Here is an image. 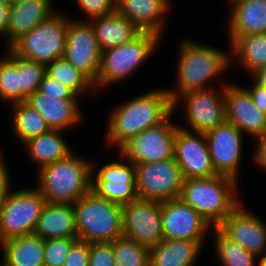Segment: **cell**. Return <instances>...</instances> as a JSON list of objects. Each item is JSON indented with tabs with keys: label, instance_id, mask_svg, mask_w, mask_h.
Instances as JSON below:
<instances>
[{
	"label": "cell",
	"instance_id": "1",
	"mask_svg": "<svg viewBox=\"0 0 266 266\" xmlns=\"http://www.w3.org/2000/svg\"><path fill=\"white\" fill-rule=\"evenodd\" d=\"M110 112L104 136L106 144L118 150L131 137L163 122L173 105L166 87H161L124 101Z\"/></svg>",
	"mask_w": 266,
	"mask_h": 266
},
{
	"label": "cell",
	"instance_id": "2",
	"mask_svg": "<svg viewBox=\"0 0 266 266\" xmlns=\"http://www.w3.org/2000/svg\"><path fill=\"white\" fill-rule=\"evenodd\" d=\"M180 42L175 68L177 86L166 88L172 102L183 93L212 88L211 81L222 78L221 74L231 67L230 47L225 52L190 38Z\"/></svg>",
	"mask_w": 266,
	"mask_h": 266
},
{
	"label": "cell",
	"instance_id": "3",
	"mask_svg": "<svg viewBox=\"0 0 266 266\" xmlns=\"http://www.w3.org/2000/svg\"><path fill=\"white\" fill-rule=\"evenodd\" d=\"M37 172L36 188L49 203L74 204L91 190L92 162L74 151Z\"/></svg>",
	"mask_w": 266,
	"mask_h": 266
},
{
	"label": "cell",
	"instance_id": "4",
	"mask_svg": "<svg viewBox=\"0 0 266 266\" xmlns=\"http://www.w3.org/2000/svg\"><path fill=\"white\" fill-rule=\"evenodd\" d=\"M239 185L236 179L220 174L184 179L180 198L217 227L243 201Z\"/></svg>",
	"mask_w": 266,
	"mask_h": 266
},
{
	"label": "cell",
	"instance_id": "5",
	"mask_svg": "<svg viewBox=\"0 0 266 266\" xmlns=\"http://www.w3.org/2000/svg\"><path fill=\"white\" fill-rule=\"evenodd\" d=\"M161 40L156 33L141 31L132 40L102 51L99 75L94 84L96 92L133 76L155 54Z\"/></svg>",
	"mask_w": 266,
	"mask_h": 266
},
{
	"label": "cell",
	"instance_id": "6",
	"mask_svg": "<svg viewBox=\"0 0 266 266\" xmlns=\"http://www.w3.org/2000/svg\"><path fill=\"white\" fill-rule=\"evenodd\" d=\"M73 205L79 241L112 242L123 236L122 205L110 202L92 190Z\"/></svg>",
	"mask_w": 266,
	"mask_h": 266
},
{
	"label": "cell",
	"instance_id": "7",
	"mask_svg": "<svg viewBox=\"0 0 266 266\" xmlns=\"http://www.w3.org/2000/svg\"><path fill=\"white\" fill-rule=\"evenodd\" d=\"M67 27L68 14L56 12L17 39L9 49L19 57L47 65L64 56Z\"/></svg>",
	"mask_w": 266,
	"mask_h": 266
},
{
	"label": "cell",
	"instance_id": "8",
	"mask_svg": "<svg viewBox=\"0 0 266 266\" xmlns=\"http://www.w3.org/2000/svg\"><path fill=\"white\" fill-rule=\"evenodd\" d=\"M46 203L36 187L11 189L0 205V243L33 233Z\"/></svg>",
	"mask_w": 266,
	"mask_h": 266
},
{
	"label": "cell",
	"instance_id": "9",
	"mask_svg": "<svg viewBox=\"0 0 266 266\" xmlns=\"http://www.w3.org/2000/svg\"><path fill=\"white\" fill-rule=\"evenodd\" d=\"M227 83L228 80L219 83L220 89L212 84V88L193 90L178 96L172 102L173 113L178 111L179 105H183V119L186 122V126L178 124V127L191 132L206 133L223 123L226 120L224 94Z\"/></svg>",
	"mask_w": 266,
	"mask_h": 266
},
{
	"label": "cell",
	"instance_id": "10",
	"mask_svg": "<svg viewBox=\"0 0 266 266\" xmlns=\"http://www.w3.org/2000/svg\"><path fill=\"white\" fill-rule=\"evenodd\" d=\"M173 112L160 124L131 137L118 150V155L134 165L174 158L175 133L178 127L171 119Z\"/></svg>",
	"mask_w": 266,
	"mask_h": 266
},
{
	"label": "cell",
	"instance_id": "11",
	"mask_svg": "<svg viewBox=\"0 0 266 266\" xmlns=\"http://www.w3.org/2000/svg\"><path fill=\"white\" fill-rule=\"evenodd\" d=\"M137 196L166 201L180 198L184 178L175 158L135 165Z\"/></svg>",
	"mask_w": 266,
	"mask_h": 266
},
{
	"label": "cell",
	"instance_id": "12",
	"mask_svg": "<svg viewBox=\"0 0 266 266\" xmlns=\"http://www.w3.org/2000/svg\"><path fill=\"white\" fill-rule=\"evenodd\" d=\"M68 14L67 39L64 58L96 83L101 66L102 51L89 21L73 19Z\"/></svg>",
	"mask_w": 266,
	"mask_h": 266
},
{
	"label": "cell",
	"instance_id": "13",
	"mask_svg": "<svg viewBox=\"0 0 266 266\" xmlns=\"http://www.w3.org/2000/svg\"><path fill=\"white\" fill-rule=\"evenodd\" d=\"M120 157L121 160L105 163L99 169L92 162L91 190L110 202L124 205L138 197L136 169L131 161Z\"/></svg>",
	"mask_w": 266,
	"mask_h": 266
},
{
	"label": "cell",
	"instance_id": "14",
	"mask_svg": "<svg viewBox=\"0 0 266 266\" xmlns=\"http://www.w3.org/2000/svg\"><path fill=\"white\" fill-rule=\"evenodd\" d=\"M123 236L152 247L163 239L161 201L137 197L122 205Z\"/></svg>",
	"mask_w": 266,
	"mask_h": 266
},
{
	"label": "cell",
	"instance_id": "15",
	"mask_svg": "<svg viewBox=\"0 0 266 266\" xmlns=\"http://www.w3.org/2000/svg\"><path fill=\"white\" fill-rule=\"evenodd\" d=\"M205 136L215 172L239 181L244 134L231 122L225 120L207 131Z\"/></svg>",
	"mask_w": 266,
	"mask_h": 266
},
{
	"label": "cell",
	"instance_id": "16",
	"mask_svg": "<svg viewBox=\"0 0 266 266\" xmlns=\"http://www.w3.org/2000/svg\"><path fill=\"white\" fill-rule=\"evenodd\" d=\"M161 225L166 240H207L211 224L181 198L161 201Z\"/></svg>",
	"mask_w": 266,
	"mask_h": 266
},
{
	"label": "cell",
	"instance_id": "17",
	"mask_svg": "<svg viewBox=\"0 0 266 266\" xmlns=\"http://www.w3.org/2000/svg\"><path fill=\"white\" fill-rule=\"evenodd\" d=\"M174 158L184 179L209 178L217 175L211 162L205 133L177 127Z\"/></svg>",
	"mask_w": 266,
	"mask_h": 266
},
{
	"label": "cell",
	"instance_id": "18",
	"mask_svg": "<svg viewBox=\"0 0 266 266\" xmlns=\"http://www.w3.org/2000/svg\"><path fill=\"white\" fill-rule=\"evenodd\" d=\"M242 201L217 227L232 241L258 257L266 255V223Z\"/></svg>",
	"mask_w": 266,
	"mask_h": 266
},
{
	"label": "cell",
	"instance_id": "19",
	"mask_svg": "<svg viewBox=\"0 0 266 266\" xmlns=\"http://www.w3.org/2000/svg\"><path fill=\"white\" fill-rule=\"evenodd\" d=\"M224 100L226 121L252 139L266 133V113L256 107L244 87L229 81L225 85Z\"/></svg>",
	"mask_w": 266,
	"mask_h": 266
},
{
	"label": "cell",
	"instance_id": "20",
	"mask_svg": "<svg viewBox=\"0 0 266 266\" xmlns=\"http://www.w3.org/2000/svg\"><path fill=\"white\" fill-rule=\"evenodd\" d=\"M80 99H59L45 95L38 90L29 95L26 103L33 107L52 130H70L84 118ZM82 114V115H81Z\"/></svg>",
	"mask_w": 266,
	"mask_h": 266
},
{
	"label": "cell",
	"instance_id": "21",
	"mask_svg": "<svg viewBox=\"0 0 266 266\" xmlns=\"http://www.w3.org/2000/svg\"><path fill=\"white\" fill-rule=\"evenodd\" d=\"M171 0H116V11L141 31L153 32L163 38L164 18L171 10ZM166 15V16H165Z\"/></svg>",
	"mask_w": 266,
	"mask_h": 266
},
{
	"label": "cell",
	"instance_id": "22",
	"mask_svg": "<svg viewBox=\"0 0 266 266\" xmlns=\"http://www.w3.org/2000/svg\"><path fill=\"white\" fill-rule=\"evenodd\" d=\"M227 3L231 10L223 30L228 33L229 44L238 36L266 33V0H238Z\"/></svg>",
	"mask_w": 266,
	"mask_h": 266
},
{
	"label": "cell",
	"instance_id": "23",
	"mask_svg": "<svg viewBox=\"0 0 266 266\" xmlns=\"http://www.w3.org/2000/svg\"><path fill=\"white\" fill-rule=\"evenodd\" d=\"M53 0H19L11 3L7 47L55 13Z\"/></svg>",
	"mask_w": 266,
	"mask_h": 266
},
{
	"label": "cell",
	"instance_id": "24",
	"mask_svg": "<svg viewBox=\"0 0 266 266\" xmlns=\"http://www.w3.org/2000/svg\"><path fill=\"white\" fill-rule=\"evenodd\" d=\"M42 239L77 238L74 205L47 202L33 231Z\"/></svg>",
	"mask_w": 266,
	"mask_h": 266
},
{
	"label": "cell",
	"instance_id": "25",
	"mask_svg": "<svg viewBox=\"0 0 266 266\" xmlns=\"http://www.w3.org/2000/svg\"><path fill=\"white\" fill-rule=\"evenodd\" d=\"M207 240H166L150 247V266H195Z\"/></svg>",
	"mask_w": 266,
	"mask_h": 266
},
{
	"label": "cell",
	"instance_id": "26",
	"mask_svg": "<svg viewBox=\"0 0 266 266\" xmlns=\"http://www.w3.org/2000/svg\"><path fill=\"white\" fill-rule=\"evenodd\" d=\"M0 250L1 266H44V239L35 233L8 239Z\"/></svg>",
	"mask_w": 266,
	"mask_h": 266
},
{
	"label": "cell",
	"instance_id": "27",
	"mask_svg": "<svg viewBox=\"0 0 266 266\" xmlns=\"http://www.w3.org/2000/svg\"><path fill=\"white\" fill-rule=\"evenodd\" d=\"M101 51L120 46L136 37L141 30L117 11L89 21Z\"/></svg>",
	"mask_w": 266,
	"mask_h": 266
},
{
	"label": "cell",
	"instance_id": "28",
	"mask_svg": "<svg viewBox=\"0 0 266 266\" xmlns=\"http://www.w3.org/2000/svg\"><path fill=\"white\" fill-rule=\"evenodd\" d=\"M63 130H50L23 143L32 163L41 167L65 158L74 150L67 143Z\"/></svg>",
	"mask_w": 266,
	"mask_h": 266
},
{
	"label": "cell",
	"instance_id": "29",
	"mask_svg": "<svg viewBox=\"0 0 266 266\" xmlns=\"http://www.w3.org/2000/svg\"><path fill=\"white\" fill-rule=\"evenodd\" d=\"M229 47L231 67L240 65L248 76L266 65V33L238 36Z\"/></svg>",
	"mask_w": 266,
	"mask_h": 266
},
{
	"label": "cell",
	"instance_id": "30",
	"mask_svg": "<svg viewBox=\"0 0 266 266\" xmlns=\"http://www.w3.org/2000/svg\"><path fill=\"white\" fill-rule=\"evenodd\" d=\"M10 105L14 112L11 115L13 134L22 144L51 130L46 120L25 101Z\"/></svg>",
	"mask_w": 266,
	"mask_h": 266
},
{
	"label": "cell",
	"instance_id": "31",
	"mask_svg": "<svg viewBox=\"0 0 266 266\" xmlns=\"http://www.w3.org/2000/svg\"><path fill=\"white\" fill-rule=\"evenodd\" d=\"M210 233L215 238V260L220 266H256L258 256L232 241L218 227H212Z\"/></svg>",
	"mask_w": 266,
	"mask_h": 266
},
{
	"label": "cell",
	"instance_id": "32",
	"mask_svg": "<svg viewBox=\"0 0 266 266\" xmlns=\"http://www.w3.org/2000/svg\"><path fill=\"white\" fill-rule=\"evenodd\" d=\"M6 49L7 54L0 57V100L8 104L26 101L27 96L20 90L17 55Z\"/></svg>",
	"mask_w": 266,
	"mask_h": 266
},
{
	"label": "cell",
	"instance_id": "33",
	"mask_svg": "<svg viewBox=\"0 0 266 266\" xmlns=\"http://www.w3.org/2000/svg\"><path fill=\"white\" fill-rule=\"evenodd\" d=\"M46 74L70 88L78 97L89 91L96 92L94 84L64 57L47 64Z\"/></svg>",
	"mask_w": 266,
	"mask_h": 266
},
{
	"label": "cell",
	"instance_id": "34",
	"mask_svg": "<svg viewBox=\"0 0 266 266\" xmlns=\"http://www.w3.org/2000/svg\"><path fill=\"white\" fill-rule=\"evenodd\" d=\"M114 266H150V247L121 236L113 240Z\"/></svg>",
	"mask_w": 266,
	"mask_h": 266
},
{
	"label": "cell",
	"instance_id": "35",
	"mask_svg": "<svg viewBox=\"0 0 266 266\" xmlns=\"http://www.w3.org/2000/svg\"><path fill=\"white\" fill-rule=\"evenodd\" d=\"M17 71L20 72V90L28 97L38 90L46 65L17 55Z\"/></svg>",
	"mask_w": 266,
	"mask_h": 266
},
{
	"label": "cell",
	"instance_id": "36",
	"mask_svg": "<svg viewBox=\"0 0 266 266\" xmlns=\"http://www.w3.org/2000/svg\"><path fill=\"white\" fill-rule=\"evenodd\" d=\"M78 238H50L44 240V266H63L71 247Z\"/></svg>",
	"mask_w": 266,
	"mask_h": 266
},
{
	"label": "cell",
	"instance_id": "37",
	"mask_svg": "<svg viewBox=\"0 0 266 266\" xmlns=\"http://www.w3.org/2000/svg\"><path fill=\"white\" fill-rule=\"evenodd\" d=\"M84 21L111 14L116 11V0H76Z\"/></svg>",
	"mask_w": 266,
	"mask_h": 266
},
{
	"label": "cell",
	"instance_id": "38",
	"mask_svg": "<svg viewBox=\"0 0 266 266\" xmlns=\"http://www.w3.org/2000/svg\"><path fill=\"white\" fill-rule=\"evenodd\" d=\"M114 262L111 242L90 243L88 266H114Z\"/></svg>",
	"mask_w": 266,
	"mask_h": 266
},
{
	"label": "cell",
	"instance_id": "39",
	"mask_svg": "<svg viewBox=\"0 0 266 266\" xmlns=\"http://www.w3.org/2000/svg\"><path fill=\"white\" fill-rule=\"evenodd\" d=\"M38 91L59 99H80L70 88L47 74H45L41 80Z\"/></svg>",
	"mask_w": 266,
	"mask_h": 266
},
{
	"label": "cell",
	"instance_id": "40",
	"mask_svg": "<svg viewBox=\"0 0 266 266\" xmlns=\"http://www.w3.org/2000/svg\"><path fill=\"white\" fill-rule=\"evenodd\" d=\"M90 243L77 241L70 249L63 266H88Z\"/></svg>",
	"mask_w": 266,
	"mask_h": 266
},
{
	"label": "cell",
	"instance_id": "41",
	"mask_svg": "<svg viewBox=\"0 0 266 266\" xmlns=\"http://www.w3.org/2000/svg\"><path fill=\"white\" fill-rule=\"evenodd\" d=\"M251 81L253 82V84L250 83L252 86L245 87L244 85L243 87L249 92L256 107L266 113V88L258 85L252 78Z\"/></svg>",
	"mask_w": 266,
	"mask_h": 266
},
{
	"label": "cell",
	"instance_id": "42",
	"mask_svg": "<svg viewBox=\"0 0 266 266\" xmlns=\"http://www.w3.org/2000/svg\"><path fill=\"white\" fill-rule=\"evenodd\" d=\"M256 148L252 153L253 162L266 171V133L254 139Z\"/></svg>",
	"mask_w": 266,
	"mask_h": 266
},
{
	"label": "cell",
	"instance_id": "43",
	"mask_svg": "<svg viewBox=\"0 0 266 266\" xmlns=\"http://www.w3.org/2000/svg\"><path fill=\"white\" fill-rule=\"evenodd\" d=\"M10 169L5 163L4 158L0 160V205L4 201L5 197L12 189V180L10 177Z\"/></svg>",
	"mask_w": 266,
	"mask_h": 266
},
{
	"label": "cell",
	"instance_id": "44",
	"mask_svg": "<svg viewBox=\"0 0 266 266\" xmlns=\"http://www.w3.org/2000/svg\"><path fill=\"white\" fill-rule=\"evenodd\" d=\"M11 3L7 0H0V36L5 37L7 46V31L9 26V13Z\"/></svg>",
	"mask_w": 266,
	"mask_h": 266
},
{
	"label": "cell",
	"instance_id": "45",
	"mask_svg": "<svg viewBox=\"0 0 266 266\" xmlns=\"http://www.w3.org/2000/svg\"><path fill=\"white\" fill-rule=\"evenodd\" d=\"M258 85L266 88V65L259 68L250 76Z\"/></svg>",
	"mask_w": 266,
	"mask_h": 266
},
{
	"label": "cell",
	"instance_id": "46",
	"mask_svg": "<svg viewBox=\"0 0 266 266\" xmlns=\"http://www.w3.org/2000/svg\"><path fill=\"white\" fill-rule=\"evenodd\" d=\"M256 266H266V255L258 257Z\"/></svg>",
	"mask_w": 266,
	"mask_h": 266
},
{
	"label": "cell",
	"instance_id": "47",
	"mask_svg": "<svg viewBox=\"0 0 266 266\" xmlns=\"http://www.w3.org/2000/svg\"><path fill=\"white\" fill-rule=\"evenodd\" d=\"M9 3H14L16 1H19V0H7Z\"/></svg>",
	"mask_w": 266,
	"mask_h": 266
},
{
	"label": "cell",
	"instance_id": "48",
	"mask_svg": "<svg viewBox=\"0 0 266 266\" xmlns=\"http://www.w3.org/2000/svg\"><path fill=\"white\" fill-rule=\"evenodd\" d=\"M2 151H0V160L3 158Z\"/></svg>",
	"mask_w": 266,
	"mask_h": 266
}]
</instances>
